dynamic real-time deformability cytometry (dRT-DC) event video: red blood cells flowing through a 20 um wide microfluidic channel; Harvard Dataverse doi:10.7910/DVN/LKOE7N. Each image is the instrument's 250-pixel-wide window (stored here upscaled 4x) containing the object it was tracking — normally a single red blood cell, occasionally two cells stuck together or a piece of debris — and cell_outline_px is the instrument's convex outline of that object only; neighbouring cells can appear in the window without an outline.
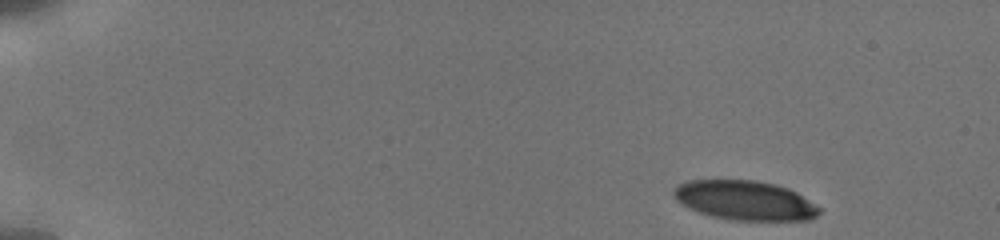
{"species": "human", "species_latin": "Homo sapiens", "temperature_condition": "cold", "stored_images_in_passage": 6, "camera_frame_rate_fps": 3000, "um_per_image_px": 0.085, "donor": {"sex": "male"}, "frame": {"image": 1, "passage_image": 1, "time_ms": 0.0, "image_size_px": [1000, 240], "cell_outline_px": [[820, 212], [816, 216], [808, 220], [736, 220], [712, 216], [700, 212], [684, 204], [672, 192], [672, 188], [676, 184], [688, 180], [752, 180], [776, 184], [788, 188], [796, 192], [820, 208]], "centroid_in_image_um": [63.32, 17.02], "position_along_channel_um": 21.7, "area_um2": 33.06}}
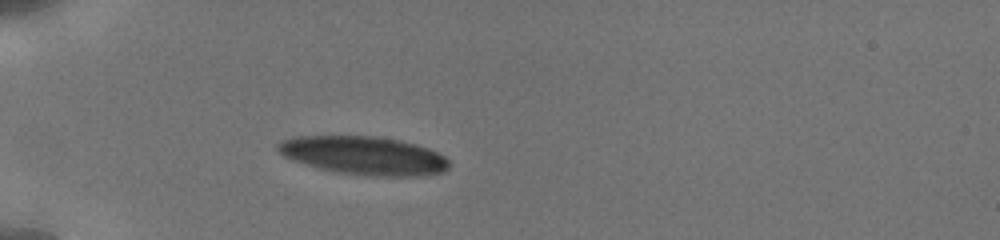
{"frame": {"image": 2, "passage_image": 4, "time_ms": 3.667, "image_size_px": [1000, 240], "cell_outline_px": [[448, 168], [444, 172], [424, 176], [380, 176], [340, 172], [320, 168], [284, 156], [276, 148], [276, 144], [280, 140], [292, 136], [376, 136], [400, 140], [416, 144], [428, 148], [444, 156], [448, 160]], "centroid_in_image_um": [30.95, 13.2], "position_along_channel_um": 54.1, "area_um2": 38.03}}
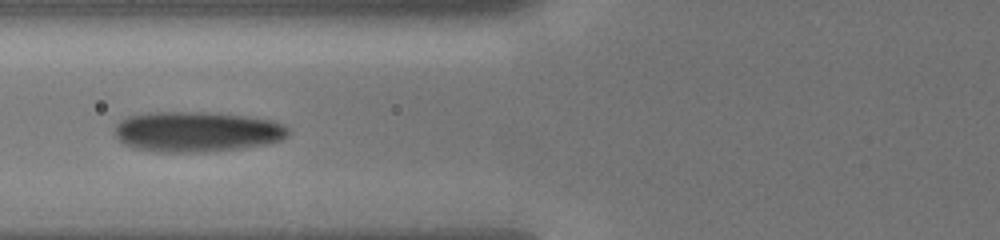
{"frame": {"image": 3, "passage_image": 6, "time_ms": 5.667, "image_size_px": [1000, 240], "cell_outline_px": [[288, 136], [280, 140], [264, 144], [240, 148], [204, 152], [160, 152], [132, 148], [124, 144], [116, 136], [112, 128], [120, 120], [128, 116], [148, 112], [204, 112], [248, 116], [272, 120], [284, 124], [288, 128]], "centroid_in_image_um": [16.69, 11.19], "position_along_channel_um": 109.1, "area_um2": 41.04}}